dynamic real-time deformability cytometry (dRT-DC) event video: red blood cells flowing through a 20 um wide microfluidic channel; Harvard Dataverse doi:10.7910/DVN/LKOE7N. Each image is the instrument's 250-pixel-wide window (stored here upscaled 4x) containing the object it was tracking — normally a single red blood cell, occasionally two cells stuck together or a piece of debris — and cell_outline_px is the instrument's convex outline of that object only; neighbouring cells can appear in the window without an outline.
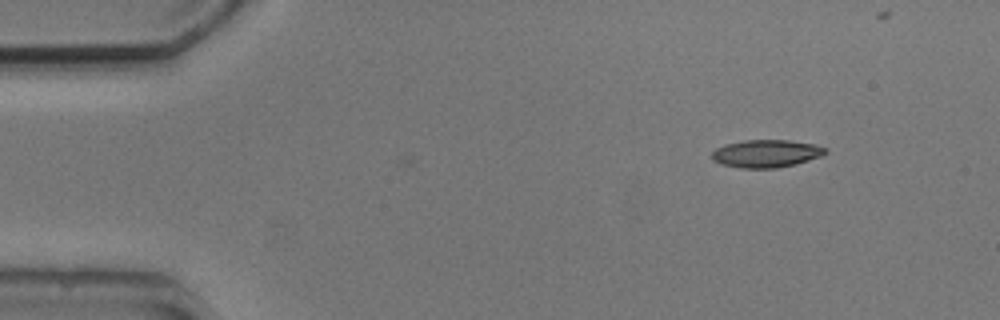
{"species": "common noctule bat (a hibernating species)", "species_latin": "Nyctalus noctula", "temperature_condition": "cold", "stored_images_in_passage": 2, "camera_frame_rate_fps": 3000, "um_per_image_px": 0.085, "animal": {"sex": "male", "body_mass_g": 20.5, "forearm_length_mm": 52.5}, "frame": {"image": 1, "passage_image": 2, "time_ms": 1.333, "image_size_px": [1000, 320], "cell_outline_px": [[828, 152], [820, 156], [796, 164], [776, 168], [740, 168], [724, 164], [712, 160], [712, 152], [716, 148], [724, 144], [744, 140], [788, 140], [816, 144], [828, 148]], "centroid_in_image_um": [65.15, 13.04], "position_along_channel_um": 19.9, "area_um2": 18.38}}